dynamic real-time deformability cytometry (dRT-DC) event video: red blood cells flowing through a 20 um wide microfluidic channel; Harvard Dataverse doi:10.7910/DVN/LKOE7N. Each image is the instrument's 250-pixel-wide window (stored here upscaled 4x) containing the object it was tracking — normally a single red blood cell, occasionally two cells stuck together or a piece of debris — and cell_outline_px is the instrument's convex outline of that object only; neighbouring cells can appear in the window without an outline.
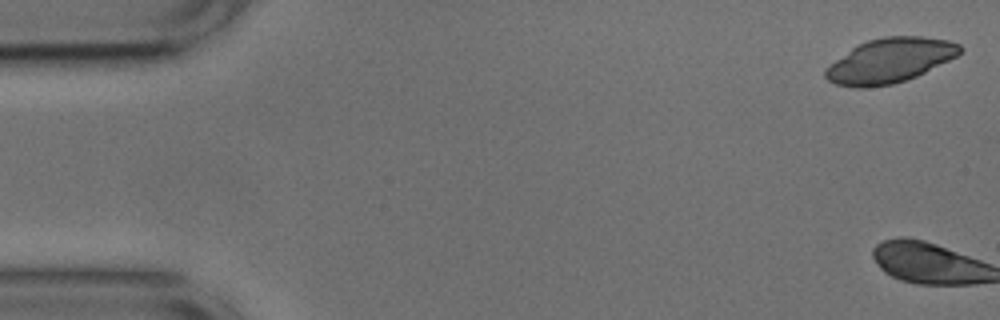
{"species": "common noctule bat (a hibernating species)", "species_latin": "Nyctalus noctula", "temperature_condition": "cold", "stored_images_in_passage": 2, "camera_frame_rate_fps": 3000, "um_per_image_px": 0.085, "animal": {"sex": "male", "body_mass_g": 17.9, "forearm_length_mm": 54.2}, "frame": {"image": 1, "passage_image": 1, "time_ms": 0.0, "image_size_px": [1000, 320], "cell_outline_px": [[964, 48], [956, 56], [916, 76], [892, 84], [864, 88], [856, 88], [836, 84], [828, 80], [824, 76], [824, 72], [836, 60], [856, 44], [868, 40], [884, 36], [920, 36], [948, 40], [960, 44]], "centroid_in_image_um": [75.63, 5.14], "position_along_channel_um": 9.4, "area_um2": 34.56}}